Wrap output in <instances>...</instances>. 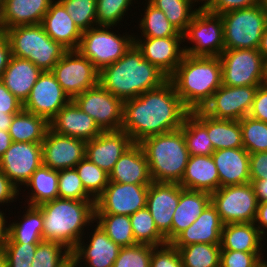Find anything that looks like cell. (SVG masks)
Returning a JSON list of instances; mask_svg holds the SVG:
<instances>
[{
	"mask_svg": "<svg viewBox=\"0 0 267 267\" xmlns=\"http://www.w3.org/2000/svg\"><path fill=\"white\" fill-rule=\"evenodd\" d=\"M23 104L6 88L0 80V113L18 114Z\"/></svg>",
	"mask_w": 267,
	"mask_h": 267,
	"instance_id": "obj_55",
	"label": "cell"
},
{
	"mask_svg": "<svg viewBox=\"0 0 267 267\" xmlns=\"http://www.w3.org/2000/svg\"><path fill=\"white\" fill-rule=\"evenodd\" d=\"M169 80L190 112L200 110L222 85L220 57L191 56L185 53Z\"/></svg>",
	"mask_w": 267,
	"mask_h": 267,
	"instance_id": "obj_4",
	"label": "cell"
},
{
	"mask_svg": "<svg viewBox=\"0 0 267 267\" xmlns=\"http://www.w3.org/2000/svg\"><path fill=\"white\" fill-rule=\"evenodd\" d=\"M194 3H198V2H200L201 3V1H202V3L200 4L201 6H198V8H206L213 0H192ZM204 1V2H203Z\"/></svg>",
	"mask_w": 267,
	"mask_h": 267,
	"instance_id": "obj_67",
	"label": "cell"
},
{
	"mask_svg": "<svg viewBox=\"0 0 267 267\" xmlns=\"http://www.w3.org/2000/svg\"><path fill=\"white\" fill-rule=\"evenodd\" d=\"M15 114L0 113V130L9 131Z\"/></svg>",
	"mask_w": 267,
	"mask_h": 267,
	"instance_id": "obj_63",
	"label": "cell"
},
{
	"mask_svg": "<svg viewBox=\"0 0 267 267\" xmlns=\"http://www.w3.org/2000/svg\"><path fill=\"white\" fill-rule=\"evenodd\" d=\"M139 37L134 36V44L141 51L143 58L170 78L185 54L184 47L181 46L184 43L183 36Z\"/></svg>",
	"mask_w": 267,
	"mask_h": 267,
	"instance_id": "obj_19",
	"label": "cell"
},
{
	"mask_svg": "<svg viewBox=\"0 0 267 267\" xmlns=\"http://www.w3.org/2000/svg\"><path fill=\"white\" fill-rule=\"evenodd\" d=\"M6 24L4 20L3 0H0V34L5 33Z\"/></svg>",
	"mask_w": 267,
	"mask_h": 267,
	"instance_id": "obj_65",
	"label": "cell"
},
{
	"mask_svg": "<svg viewBox=\"0 0 267 267\" xmlns=\"http://www.w3.org/2000/svg\"><path fill=\"white\" fill-rule=\"evenodd\" d=\"M133 235L137 244L161 246L166 238L158 231L150 211L145 207L130 215Z\"/></svg>",
	"mask_w": 267,
	"mask_h": 267,
	"instance_id": "obj_42",
	"label": "cell"
},
{
	"mask_svg": "<svg viewBox=\"0 0 267 267\" xmlns=\"http://www.w3.org/2000/svg\"><path fill=\"white\" fill-rule=\"evenodd\" d=\"M71 100L54 74L51 71H43L23 104V109L50 122Z\"/></svg>",
	"mask_w": 267,
	"mask_h": 267,
	"instance_id": "obj_16",
	"label": "cell"
},
{
	"mask_svg": "<svg viewBox=\"0 0 267 267\" xmlns=\"http://www.w3.org/2000/svg\"><path fill=\"white\" fill-rule=\"evenodd\" d=\"M109 181L124 184L150 185L153 181L142 146L133 143L115 163Z\"/></svg>",
	"mask_w": 267,
	"mask_h": 267,
	"instance_id": "obj_25",
	"label": "cell"
},
{
	"mask_svg": "<svg viewBox=\"0 0 267 267\" xmlns=\"http://www.w3.org/2000/svg\"><path fill=\"white\" fill-rule=\"evenodd\" d=\"M6 214L0 210V249H2L8 239V225L7 219L5 218Z\"/></svg>",
	"mask_w": 267,
	"mask_h": 267,
	"instance_id": "obj_61",
	"label": "cell"
},
{
	"mask_svg": "<svg viewBox=\"0 0 267 267\" xmlns=\"http://www.w3.org/2000/svg\"><path fill=\"white\" fill-rule=\"evenodd\" d=\"M256 267H267V261L262 259L261 262Z\"/></svg>",
	"mask_w": 267,
	"mask_h": 267,
	"instance_id": "obj_70",
	"label": "cell"
},
{
	"mask_svg": "<svg viewBox=\"0 0 267 267\" xmlns=\"http://www.w3.org/2000/svg\"><path fill=\"white\" fill-rule=\"evenodd\" d=\"M248 116L267 123V87L263 84L259 85L256 90Z\"/></svg>",
	"mask_w": 267,
	"mask_h": 267,
	"instance_id": "obj_54",
	"label": "cell"
},
{
	"mask_svg": "<svg viewBox=\"0 0 267 267\" xmlns=\"http://www.w3.org/2000/svg\"><path fill=\"white\" fill-rule=\"evenodd\" d=\"M148 187L109 181L95 200V214L132 215L146 207Z\"/></svg>",
	"mask_w": 267,
	"mask_h": 267,
	"instance_id": "obj_14",
	"label": "cell"
},
{
	"mask_svg": "<svg viewBox=\"0 0 267 267\" xmlns=\"http://www.w3.org/2000/svg\"><path fill=\"white\" fill-rule=\"evenodd\" d=\"M107 236L121 247L136 245L130 216L118 214H95V221Z\"/></svg>",
	"mask_w": 267,
	"mask_h": 267,
	"instance_id": "obj_38",
	"label": "cell"
},
{
	"mask_svg": "<svg viewBox=\"0 0 267 267\" xmlns=\"http://www.w3.org/2000/svg\"><path fill=\"white\" fill-rule=\"evenodd\" d=\"M265 238L253 222L229 223L223 226L221 233V250L241 252H262V240Z\"/></svg>",
	"mask_w": 267,
	"mask_h": 267,
	"instance_id": "obj_31",
	"label": "cell"
},
{
	"mask_svg": "<svg viewBox=\"0 0 267 267\" xmlns=\"http://www.w3.org/2000/svg\"><path fill=\"white\" fill-rule=\"evenodd\" d=\"M49 128L45 118L22 109L14 115L8 132L13 142L42 143Z\"/></svg>",
	"mask_w": 267,
	"mask_h": 267,
	"instance_id": "obj_34",
	"label": "cell"
},
{
	"mask_svg": "<svg viewBox=\"0 0 267 267\" xmlns=\"http://www.w3.org/2000/svg\"><path fill=\"white\" fill-rule=\"evenodd\" d=\"M43 164L42 143L13 142L0 158V169L19 188Z\"/></svg>",
	"mask_w": 267,
	"mask_h": 267,
	"instance_id": "obj_17",
	"label": "cell"
},
{
	"mask_svg": "<svg viewBox=\"0 0 267 267\" xmlns=\"http://www.w3.org/2000/svg\"><path fill=\"white\" fill-rule=\"evenodd\" d=\"M85 191L96 200L109 183V174L84 157L75 167Z\"/></svg>",
	"mask_w": 267,
	"mask_h": 267,
	"instance_id": "obj_43",
	"label": "cell"
},
{
	"mask_svg": "<svg viewBox=\"0 0 267 267\" xmlns=\"http://www.w3.org/2000/svg\"><path fill=\"white\" fill-rule=\"evenodd\" d=\"M258 203L267 202V179L250 180Z\"/></svg>",
	"mask_w": 267,
	"mask_h": 267,
	"instance_id": "obj_60",
	"label": "cell"
},
{
	"mask_svg": "<svg viewBox=\"0 0 267 267\" xmlns=\"http://www.w3.org/2000/svg\"><path fill=\"white\" fill-rule=\"evenodd\" d=\"M95 226L88 244L81 239L71 251V258L75 265L82 261L86 267H113L121 246L112 241L100 225Z\"/></svg>",
	"mask_w": 267,
	"mask_h": 267,
	"instance_id": "obj_22",
	"label": "cell"
},
{
	"mask_svg": "<svg viewBox=\"0 0 267 267\" xmlns=\"http://www.w3.org/2000/svg\"><path fill=\"white\" fill-rule=\"evenodd\" d=\"M190 156H208L215 151L207 134V114L201 109L191 111L184 119L182 127Z\"/></svg>",
	"mask_w": 267,
	"mask_h": 267,
	"instance_id": "obj_33",
	"label": "cell"
},
{
	"mask_svg": "<svg viewBox=\"0 0 267 267\" xmlns=\"http://www.w3.org/2000/svg\"><path fill=\"white\" fill-rule=\"evenodd\" d=\"M223 226L216 208L210 203L197 219L170 243L176 248L196 243L221 244Z\"/></svg>",
	"mask_w": 267,
	"mask_h": 267,
	"instance_id": "obj_24",
	"label": "cell"
},
{
	"mask_svg": "<svg viewBox=\"0 0 267 267\" xmlns=\"http://www.w3.org/2000/svg\"><path fill=\"white\" fill-rule=\"evenodd\" d=\"M222 85L259 86L264 79V59L258 49H224L219 56Z\"/></svg>",
	"mask_w": 267,
	"mask_h": 267,
	"instance_id": "obj_10",
	"label": "cell"
},
{
	"mask_svg": "<svg viewBox=\"0 0 267 267\" xmlns=\"http://www.w3.org/2000/svg\"><path fill=\"white\" fill-rule=\"evenodd\" d=\"M139 144L147 157L152 181L181 182L190 157L181 129L146 137Z\"/></svg>",
	"mask_w": 267,
	"mask_h": 267,
	"instance_id": "obj_5",
	"label": "cell"
},
{
	"mask_svg": "<svg viewBox=\"0 0 267 267\" xmlns=\"http://www.w3.org/2000/svg\"><path fill=\"white\" fill-rule=\"evenodd\" d=\"M41 73L42 71L29 59L12 56L0 80L24 104Z\"/></svg>",
	"mask_w": 267,
	"mask_h": 267,
	"instance_id": "obj_28",
	"label": "cell"
},
{
	"mask_svg": "<svg viewBox=\"0 0 267 267\" xmlns=\"http://www.w3.org/2000/svg\"><path fill=\"white\" fill-rule=\"evenodd\" d=\"M39 243H5L2 248L7 267H31Z\"/></svg>",
	"mask_w": 267,
	"mask_h": 267,
	"instance_id": "obj_50",
	"label": "cell"
},
{
	"mask_svg": "<svg viewBox=\"0 0 267 267\" xmlns=\"http://www.w3.org/2000/svg\"><path fill=\"white\" fill-rule=\"evenodd\" d=\"M263 254L262 252L221 250L220 267H256L264 259Z\"/></svg>",
	"mask_w": 267,
	"mask_h": 267,
	"instance_id": "obj_51",
	"label": "cell"
},
{
	"mask_svg": "<svg viewBox=\"0 0 267 267\" xmlns=\"http://www.w3.org/2000/svg\"><path fill=\"white\" fill-rule=\"evenodd\" d=\"M69 13L75 25L84 32L97 26V0H58Z\"/></svg>",
	"mask_w": 267,
	"mask_h": 267,
	"instance_id": "obj_46",
	"label": "cell"
},
{
	"mask_svg": "<svg viewBox=\"0 0 267 267\" xmlns=\"http://www.w3.org/2000/svg\"><path fill=\"white\" fill-rule=\"evenodd\" d=\"M257 88L221 85L201 110L216 119L240 120L248 116Z\"/></svg>",
	"mask_w": 267,
	"mask_h": 267,
	"instance_id": "obj_15",
	"label": "cell"
},
{
	"mask_svg": "<svg viewBox=\"0 0 267 267\" xmlns=\"http://www.w3.org/2000/svg\"><path fill=\"white\" fill-rule=\"evenodd\" d=\"M0 267H7V259L2 249H0Z\"/></svg>",
	"mask_w": 267,
	"mask_h": 267,
	"instance_id": "obj_66",
	"label": "cell"
},
{
	"mask_svg": "<svg viewBox=\"0 0 267 267\" xmlns=\"http://www.w3.org/2000/svg\"><path fill=\"white\" fill-rule=\"evenodd\" d=\"M12 51L5 33L0 34V79L12 58Z\"/></svg>",
	"mask_w": 267,
	"mask_h": 267,
	"instance_id": "obj_58",
	"label": "cell"
},
{
	"mask_svg": "<svg viewBox=\"0 0 267 267\" xmlns=\"http://www.w3.org/2000/svg\"><path fill=\"white\" fill-rule=\"evenodd\" d=\"M21 221L7 223L8 239L6 243H40L43 241L42 212L36 206H29Z\"/></svg>",
	"mask_w": 267,
	"mask_h": 267,
	"instance_id": "obj_35",
	"label": "cell"
},
{
	"mask_svg": "<svg viewBox=\"0 0 267 267\" xmlns=\"http://www.w3.org/2000/svg\"><path fill=\"white\" fill-rule=\"evenodd\" d=\"M111 26H95L84 32L77 51L100 72L118 61L134 44V34L119 35L109 31Z\"/></svg>",
	"mask_w": 267,
	"mask_h": 267,
	"instance_id": "obj_8",
	"label": "cell"
},
{
	"mask_svg": "<svg viewBox=\"0 0 267 267\" xmlns=\"http://www.w3.org/2000/svg\"><path fill=\"white\" fill-rule=\"evenodd\" d=\"M212 158L219 174L220 187L250 182V154L244 147L215 150Z\"/></svg>",
	"mask_w": 267,
	"mask_h": 267,
	"instance_id": "obj_26",
	"label": "cell"
},
{
	"mask_svg": "<svg viewBox=\"0 0 267 267\" xmlns=\"http://www.w3.org/2000/svg\"><path fill=\"white\" fill-rule=\"evenodd\" d=\"M147 1L155 8L163 11L169 22L173 24L181 33L186 30L187 25L192 21V18L199 9L197 7L195 9L193 8L195 3L192 0Z\"/></svg>",
	"mask_w": 267,
	"mask_h": 267,
	"instance_id": "obj_41",
	"label": "cell"
},
{
	"mask_svg": "<svg viewBox=\"0 0 267 267\" xmlns=\"http://www.w3.org/2000/svg\"><path fill=\"white\" fill-rule=\"evenodd\" d=\"M25 186L31 190L27 199L29 206H38L47 201L54 200L59 197L58 171L42 164L33 172Z\"/></svg>",
	"mask_w": 267,
	"mask_h": 267,
	"instance_id": "obj_36",
	"label": "cell"
},
{
	"mask_svg": "<svg viewBox=\"0 0 267 267\" xmlns=\"http://www.w3.org/2000/svg\"><path fill=\"white\" fill-rule=\"evenodd\" d=\"M258 51L262 55L264 62H267V27L262 34Z\"/></svg>",
	"mask_w": 267,
	"mask_h": 267,
	"instance_id": "obj_64",
	"label": "cell"
},
{
	"mask_svg": "<svg viewBox=\"0 0 267 267\" xmlns=\"http://www.w3.org/2000/svg\"><path fill=\"white\" fill-rule=\"evenodd\" d=\"M86 142L48 129L42 142L43 165L53 170L74 168L84 157Z\"/></svg>",
	"mask_w": 267,
	"mask_h": 267,
	"instance_id": "obj_20",
	"label": "cell"
},
{
	"mask_svg": "<svg viewBox=\"0 0 267 267\" xmlns=\"http://www.w3.org/2000/svg\"><path fill=\"white\" fill-rule=\"evenodd\" d=\"M177 249L183 267H220V244L196 243Z\"/></svg>",
	"mask_w": 267,
	"mask_h": 267,
	"instance_id": "obj_40",
	"label": "cell"
},
{
	"mask_svg": "<svg viewBox=\"0 0 267 267\" xmlns=\"http://www.w3.org/2000/svg\"><path fill=\"white\" fill-rule=\"evenodd\" d=\"M220 15L225 49H258L267 27V14L263 4Z\"/></svg>",
	"mask_w": 267,
	"mask_h": 267,
	"instance_id": "obj_7",
	"label": "cell"
},
{
	"mask_svg": "<svg viewBox=\"0 0 267 267\" xmlns=\"http://www.w3.org/2000/svg\"><path fill=\"white\" fill-rule=\"evenodd\" d=\"M154 247L147 244L121 247L113 267H150Z\"/></svg>",
	"mask_w": 267,
	"mask_h": 267,
	"instance_id": "obj_49",
	"label": "cell"
},
{
	"mask_svg": "<svg viewBox=\"0 0 267 267\" xmlns=\"http://www.w3.org/2000/svg\"><path fill=\"white\" fill-rule=\"evenodd\" d=\"M42 25L47 35L67 50H77L82 32L64 6L57 0L50 3Z\"/></svg>",
	"mask_w": 267,
	"mask_h": 267,
	"instance_id": "obj_27",
	"label": "cell"
},
{
	"mask_svg": "<svg viewBox=\"0 0 267 267\" xmlns=\"http://www.w3.org/2000/svg\"><path fill=\"white\" fill-rule=\"evenodd\" d=\"M211 204L216 208L224 225L254 222L258 207L250 182L220 187L211 194Z\"/></svg>",
	"mask_w": 267,
	"mask_h": 267,
	"instance_id": "obj_11",
	"label": "cell"
},
{
	"mask_svg": "<svg viewBox=\"0 0 267 267\" xmlns=\"http://www.w3.org/2000/svg\"><path fill=\"white\" fill-rule=\"evenodd\" d=\"M181 188L179 183L155 181L148 187L146 208L167 243L172 241V218L180 200Z\"/></svg>",
	"mask_w": 267,
	"mask_h": 267,
	"instance_id": "obj_18",
	"label": "cell"
},
{
	"mask_svg": "<svg viewBox=\"0 0 267 267\" xmlns=\"http://www.w3.org/2000/svg\"><path fill=\"white\" fill-rule=\"evenodd\" d=\"M179 184L187 190L204 191L210 194L218 190L219 174L212 155L190 156Z\"/></svg>",
	"mask_w": 267,
	"mask_h": 267,
	"instance_id": "obj_29",
	"label": "cell"
},
{
	"mask_svg": "<svg viewBox=\"0 0 267 267\" xmlns=\"http://www.w3.org/2000/svg\"><path fill=\"white\" fill-rule=\"evenodd\" d=\"M53 0H3L6 29L42 24Z\"/></svg>",
	"mask_w": 267,
	"mask_h": 267,
	"instance_id": "obj_32",
	"label": "cell"
},
{
	"mask_svg": "<svg viewBox=\"0 0 267 267\" xmlns=\"http://www.w3.org/2000/svg\"><path fill=\"white\" fill-rule=\"evenodd\" d=\"M51 72L71 99L99 83V71L77 50H68Z\"/></svg>",
	"mask_w": 267,
	"mask_h": 267,
	"instance_id": "obj_13",
	"label": "cell"
},
{
	"mask_svg": "<svg viewBox=\"0 0 267 267\" xmlns=\"http://www.w3.org/2000/svg\"><path fill=\"white\" fill-rule=\"evenodd\" d=\"M133 0H97L96 20L97 26H114L121 22L126 11L132 6Z\"/></svg>",
	"mask_w": 267,
	"mask_h": 267,
	"instance_id": "obj_47",
	"label": "cell"
},
{
	"mask_svg": "<svg viewBox=\"0 0 267 267\" xmlns=\"http://www.w3.org/2000/svg\"><path fill=\"white\" fill-rule=\"evenodd\" d=\"M207 134L214 150L243 147L239 120L216 119L207 115Z\"/></svg>",
	"mask_w": 267,
	"mask_h": 267,
	"instance_id": "obj_37",
	"label": "cell"
},
{
	"mask_svg": "<svg viewBox=\"0 0 267 267\" xmlns=\"http://www.w3.org/2000/svg\"><path fill=\"white\" fill-rule=\"evenodd\" d=\"M189 113L174 84L168 80L159 88L123 101L121 130L134 143H140L146 137L180 129Z\"/></svg>",
	"mask_w": 267,
	"mask_h": 267,
	"instance_id": "obj_1",
	"label": "cell"
},
{
	"mask_svg": "<svg viewBox=\"0 0 267 267\" xmlns=\"http://www.w3.org/2000/svg\"><path fill=\"white\" fill-rule=\"evenodd\" d=\"M133 143L126 131H102L86 142L85 157L109 174L118 159Z\"/></svg>",
	"mask_w": 267,
	"mask_h": 267,
	"instance_id": "obj_21",
	"label": "cell"
},
{
	"mask_svg": "<svg viewBox=\"0 0 267 267\" xmlns=\"http://www.w3.org/2000/svg\"><path fill=\"white\" fill-rule=\"evenodd\" d=\"M36 207L42 212L43 240L59 242L69 251L84 238V228L95 221V200L58 197Z\"/></svg>",
	"mask_w": 267,
	"mask_h": 267,
	"instance_id": "obj_3",
	"label": "cell"
},
{
	"mask_svg": "<svg viewBox=\"0 0 267 267\" xmlns=\"http://www.w3.org/2000/svg\"><path fill=\"white\" fill-rule=\"evenodd\" d=\"M263 5H264V7H265L266 14H267V0H263Z\"/></svg>",
	"mask_w": 267,
	"mask_h": 267,
	"instance_id": "obj_71",
	"label": "cell"
},
{
	"mask_svg": "<svg viewBox=\"0 0 267 267\" xmlns=\"http://www.w3.org/2000/svg\"><path fill=\"white\" fill-rule=\"evenodd\" d=\"M12 55L29 59L42 72L51 71L68 51L46 34L42 24L21 25L6 29Z\"/></svg>",
	"mask_w": 267,
	"mask_h": 267,
	"instance_id": "obj_6",
	"label": "cell"
},
{
	"mask_svg": "<svg viewBox=\"0 0 267 267\" xmlns=\"http://www.w3.org/2000/svg\"><path fill=\"white\" fill-rule=\"evenodd\" d=\"M169 78L143 58L135 44L116 62L99 72V84L122 101L162 86Z\"/></svg>",
	"mask_w": 267,
	"mask_h": 267,
	"instance_id": "obj_2",
	"label": "cell"
},
{
	"mask_svg": "<svg viewBox=\"0 0 267 267\" xmlns=\"http://www.w3.org/2000/svg\"><path fill=\"white\" fill-rule=\"evenodd\" d=\"M145 7L144 15L139 21L142 37L165 38L171 36H183L173 24L169 22L163 11L155 8L149 2Z\"/></svg>",
	"mask_w": 267,
	"mask_h": 267,
	"instance_id": "obj_39",
	"label": "cell"
},
{
	"mask_svg": "<svg viewBox=\"0 0 267 267\" xmlns=\"http://www.w3.org/2000/svg\"><path fill=\"white\" fill-rule=\"evenodd\" d=\"M70 258L71 251L63 244L43 240L36 248L31 267H62Z\"/></svg>",
	"mask_w": 267,
	"mask_h": 267,
	"instance_id": "obj_45",
	"label": "cell"
},
{
	"mask_svg": "<svg viewBox=\"0 0 267 267\" xmlns=\"http://www.w3.org/2000/svg\"><path fill=\"white\" fill-rule=\"evenodd\" d=\"M72 100L95 120L102 131L121 130L123 101L105 90L99 83L76 95Z\"/></svg>",
	"mask_w": 267,
	"mask_h": 267,
	"instance_id": "obj_12",
	"label": "cell"
},
{
	"mask_svg": "<svg viewBox=\"0 0 267 267\" xmlns=\"http://www.w3.org/2000/svg\"><path fill=\"white\" fill-rule=\"evenodd\" d=\"M186 40L194 43L183 46L188 55L220 56L225 49L221 15L199 8L183 32V42Z\"/></svg>",
	"mask_w": 267,
	"mask_h": 267,
	"instance_id": "obj_9",
	"label": "cell"
},
{
	"mask_svg": "<svg viewBox=\"0 0 267 267\" xmlns=\"http://www.w3.org/2000/svg\"><path fill=\"white\" fill-rule=\"evenodd\" d=\"M250 180L267 179V152L250 154Z\"/></svg>",
	"mask_w": 267,
	"mask_h": 267,
	"instance_id": "obj_56",
	"label": "cell"
},
{
	"mask_svg": "<svg viewBox=\"0 0 267 267\" xmlns=\"http://www.w3.org/2000/svg\"><path fill=\"white\" fill-rule=\"evenodd\" d=\"M59 198L70 200H94L84 188L75 168L58 171Z\"/></svg>",
	"mask_w": 267,
	"mask_h": 267,
	"instance_id": "obj_48",
	"label": "cell"
},
{
	"mask_svg": "<svg viewBox=\"0 0 267 267\" xmlns=\"http://www.w3.org/2000/svg\"><path fill=\"white\" fill-rule=\"evenodd\" d=\"M49 126L57 134L78 138L85 142L102 132L95 120L84 113L73 100L56 114L49 122Z\"/></svg>",
	"mask_w": 267,
	"mask_h": 267,
	"instance_id": "obj_23",
	"label": "cell"
},
{
	"mask_svg": "<svg viewBox=\"0 0 267 267\" xmlns=\"http://www.w3.org/2000/svg\"><path fill=\"white\" fill-rule=\"evenodd\" d=\"M259 4H263V0H213L205 9L215 14H223Z\"/></svg>",
	"mask_w": 267,
	"mask_h": 267,
	"instance_id": "obj_53",
	"label": "cell"
},
{
	"mask_svg": "<svg viewBox=\"0 0 267 267\" xmlns=\"http://www.w3.org/2000/svg\"><path fill=\"white\" fill-rule=\"evenodd\" d=\"M243 147L249 154L267 152V123L245 116L240 119Z\"/></svg>",
	"mask_w": 267,
	"mask_h": 267,
	"instance_id": "obj_44",
	"label": "cell"
},
{
	"mask_svg": "<svg viewBox=\"0 0 267 267\" xmlns=\"http://www.w3.org/2000/svg\"><path fill=\"white\" fill-rule=\"evenodd\" d=\"M62 267H78V266L75 265V263L72 260V258H70Z\"/></svg>",
	"mask_w": 267,
	"mask_h": 267,
	"instance_id": "obj_69",
	"label": "cell"
},
{
	"mask_svg": "<svg viewBox=\"0 0 267 267\" xmlns=\"http://www.w3.org/2000/svg\"><path fill=\"white\" fill-rule=\"evenodd\" d=\"M12 143L10 134L8 131L0 130V158L6 152V150L10 147Z\"/></svg>",
	"mask_w": 267,
	"mask_h": 267,
	"instance_id": "obj_62",
	"label": "cell"
},
{
	"mask_svg": "<svg viewBox=\"0 0 267 267\" xmlns=\"http://www.w3.org/2000/svg\"><path fill=\"white\" fill-rule=\"evenodd\" d=\"M150 267H183L178 249L171 243L155 246L152 250Z\"/></svg>",
	"mask_w": 267,
	"mask_h": 267,
	"instance_id": "obj_52",
	"label": "cell"
},
{
	"mask_svg": "<svg viewBox=\"0 0 267 267\" xmlns=\"http://www.w3.org/2000/svg\"><path fill=\"white\" fill-rule=\"evenodd\" d=\"M18 187L0 169V204L15 202L19 196ZM3 203V204H2Z\"/></svg>",
	"mask_w": 267,
	"mask_h": 267,
	"instance_id": "obj_57",
	"label": "cell"
},
{
	"mask_svg": "<svg viewBox=\"0 0 267 267\" xmlns=\"http://www.w3.org/2000/svg\"><path fill=\"white\" fill-rule=\"evenodd\" d=\"M253 223L259 229L260 234L262 236H266L265 233H267V202L258 203L257 213Z\"/></svg>",
	"mask_w": 267,
	"mask_h": 267,
	"instance_id": "obj_59",
	"label": "cell"
},
{
	"mask_svg": "<svg viewBox=\"0 0 267 267\" xmlns=\"http://www.w3.org/2000/svg\"><path fill=\"white\" fill-rule=\"evenodd\" d=\"M262 84L267 87V62L264 64V79Z\"/></svg>",
	"mask_w": 267,
	"mask_h": 267,
	"instance_id": "obj_68",
	"label": "cell"
},
{
	"mask_svg": "<svg viewBox=\"0 0 267 267\" xmlns=\"http://www.w3.org/2000/svg\"><path fill=\"white\" fill-rule=\"evenodd\" d=\"M211 203V194L180 189V200L172 218V240L187 229Z\"/></svg>",
	"mask_w": 267,
	"mask_h": 267,
	"instance_id": "obj_30",
	"label": "cell"
}]
</instances>
